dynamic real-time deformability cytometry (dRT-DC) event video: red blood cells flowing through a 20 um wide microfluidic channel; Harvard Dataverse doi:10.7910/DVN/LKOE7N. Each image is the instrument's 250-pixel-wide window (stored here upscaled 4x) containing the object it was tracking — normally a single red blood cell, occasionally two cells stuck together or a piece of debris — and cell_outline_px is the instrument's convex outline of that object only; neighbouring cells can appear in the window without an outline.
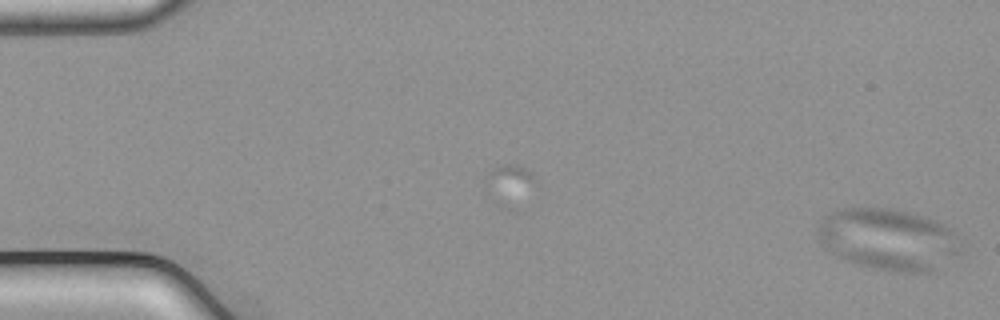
{"species": "common noctule bat (a hibernating species)", "species_latin": "Nyctalus noctula", "temperature_condition": "cold", "stored_images_in_passage": 55, "camera_frame_rate_fps": 3000, "um_per_image_px": 0.085, "animal": {"sex": "male", "body_mass_g": 21.5, "forearm_length_mm": 52.0}, "frame": {"image": 1, "passage_image": 1, "time_ms": 0.0, "image_size_px": [1000, 320], "cell_outline_px": [[960, 252], [928, 272], [896, 272], [872, 268], [848, 260], [832, 252], [820, 240], [820, 220], [824, 216], [832, 212], [844, 208], [888, 208], [920, 216], [932, 220], [940, 224], [952, 232]], "centroid_in_image_um": [75.45, 20.34], "position_along_channel_um": 9.5, "area_um2": 49.48}}
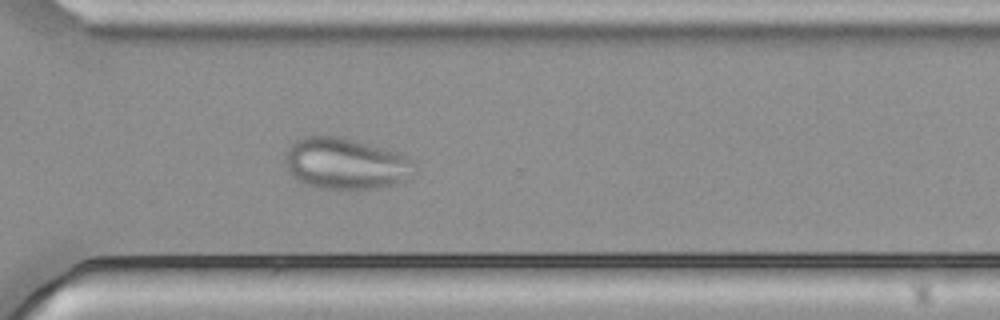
{"frame": {"image": 2, "passage_image": 40, "time_ms": 13.0, "image_size_px": [1000, 320], "cell_outline_px": [[416, 172], [392, 184], [376, 188], [320, 188], [304, 184], [288, 172], [284, 164], [284, 156], [292, 144], [296, 140], [304, 136], [344, 136], [396, 152], [408, 156], [416, 164]], "centroid_in_image_um": [29.35, 13.88], "position_along_channel_um": 341.3, "area_um2": 38.61}}
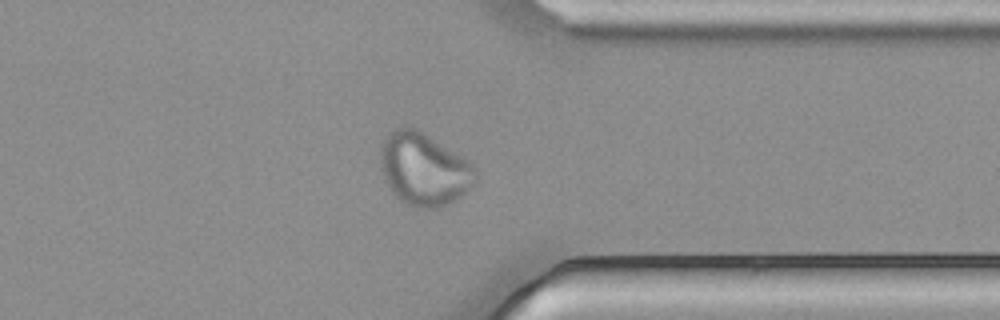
{"frame": {"image": 3, "passage_image": 43, "time_ms": 14.0, "image_size_px": [1000, 320], "cell_outline_px": [[476, 180], [456, 200], [436, 208], [416, 208], [400, 200], [392, 192], [384, 180], [380, 160], [380, 144], [396, 128], [416, 128], [468, 160], [476, 168]], "centroid_in_image_um": [36.02, 14.4], "position_along_channel_um": 375.4, "area_um2": 39.77}}